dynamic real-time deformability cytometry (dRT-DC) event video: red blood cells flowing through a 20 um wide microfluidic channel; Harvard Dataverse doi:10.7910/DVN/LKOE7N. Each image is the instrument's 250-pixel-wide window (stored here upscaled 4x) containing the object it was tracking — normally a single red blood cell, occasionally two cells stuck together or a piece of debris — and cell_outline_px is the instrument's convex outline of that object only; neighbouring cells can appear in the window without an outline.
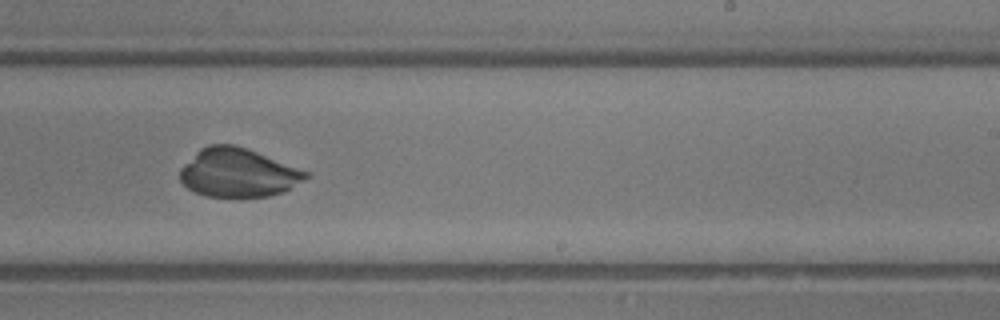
{"species": "common noctule bat (a hibernating species)", "species_latin": "Nyctalus noctula", "temperature_condition": "room temperature", "stored_images_in_passage": 32, "camera_frame_rate_fps": 3000, "um_per_image_px": 0.085, "animal": {"sex": "male", "body_mass_g": 13.3}, "frame": {"image": 1, "passage_image": 18, "time_ms": 5.667, "image_size_px": [1000, 320], "cell_outline_px": [[312, 176], [284, 192], [268, 196], [204, 196], [188, 188], [180, 180], [180, 168], [200, 148], [208, 144], [236, 144], [248, 148], [308, 172]], "centroid_in_image_um": [20.24, 14.67], "position_along_channel_um": 268.8, "area_um2": 35.66}}